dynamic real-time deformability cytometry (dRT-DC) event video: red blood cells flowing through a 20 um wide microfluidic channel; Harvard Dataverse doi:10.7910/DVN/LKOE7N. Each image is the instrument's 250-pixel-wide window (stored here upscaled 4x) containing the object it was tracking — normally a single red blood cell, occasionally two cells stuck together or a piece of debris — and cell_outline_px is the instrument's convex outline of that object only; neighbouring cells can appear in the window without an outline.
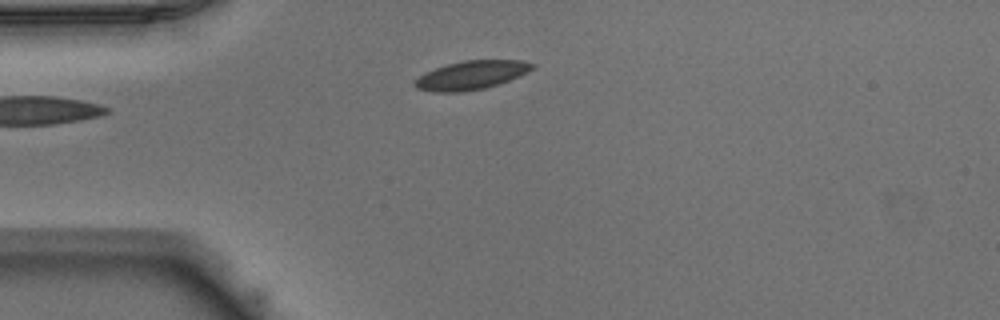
{"species": "Egyptian fruit bat (a non-hibernating species)", "species_latin": "Rousettus aegyptiacus", "temperature_condition": "warm", "stored_images_in_passage": 39, "camera_frame_rate_fps": 3000, "um_per_image_px": 0.085, "animal": {"sex": "male"}, "frame": {"image": 1, "passage_image": 1, "time_ms": 0.0, "image_size_px": [1000, 320], "cell_outline_px": [[536, 64], [528, 72], [508, 80], [484, 88], [460, 92], [432, 92], [416, 88], [412, 84], [424, 72], [448, 64], [464, 60], [520, 60]], "centroid_in_image_um": [40.03, 6.39], "position_along_channel_um": 45.0, "area_um2": 19.42}}
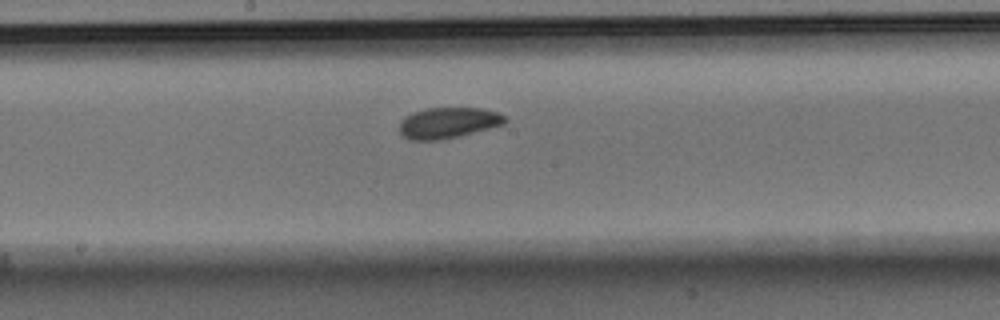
{"frame": {"image": 2, "passage_image": 15, "time_ms": 4.667, "image_size_px": [1000, 320], "cell_outline_px": [[508, 120], [504, 124], [460, 136], [440, 140], [408, 140], [400, 132], [400, 120], [404, 116], [412, 112], [428, 108], [480, 108], [496, 112], [504, 116]], "centroid_in_image_um": [38.06, 10.44], "position_along_channel_um": 210.1, "area_um2": 19.02}}
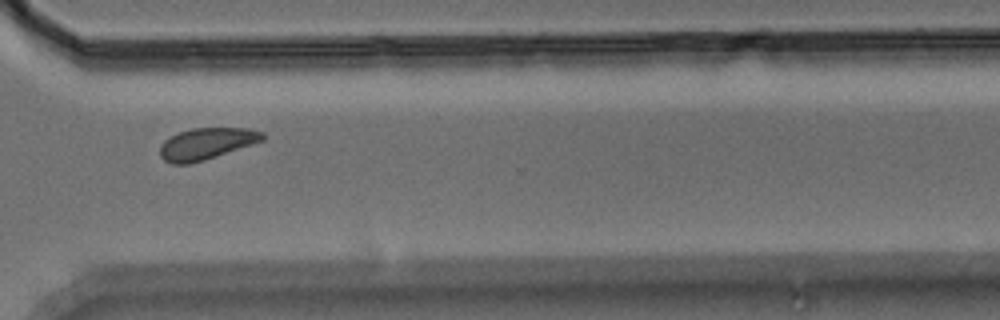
{"frame": {"image": 3, "passage_image": 26, "time_ms": 8.333, "image_size_px": [1000, 320], "cell_outline_px": [[268, 136], [264, 140], [204, 160], [188, 164], [172, 164], [164, 160], [160, 156], [160, 148], [164, 140], [180, 132], [192, 128], [248, 128], [264, 132]], "centroid_in_image_um": [17.58, 12.21], "position_along_channel_um": 353.0, "area_um2": 18.79}, "authors_computed_cell_mechanics": {"area_um2": 19.0162, "velocity_mm_per_s": 3.9055, "shape_relaxation_time_tau1_ms": 1.9401, "shape_relaxation_time_tau2_ms": 5.5893, "deformation_change_tau1": 0.0592, "deformation_change_tau2": 0.0804}}